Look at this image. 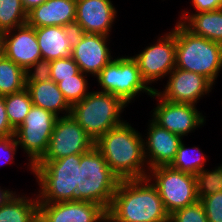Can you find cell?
<instances>
[{
  "instance_id": "ffe728a7",
  "label": "cell",
  "mask_w": 222,
  "mask_h": 222,
  "mask_svg": "<svg viewBox=\"0 0 222 222\" xmlns=\"http://www.w3.org/2000/svg\"><path fill=\"white\" fill-rule=\"evenodd\" d=\"M42 59L71 58L76 30L74 27L45 26L35 28Z\"/></svg>"
},
{
  "instance_id": "8992f818",
  "label": "cell",
  "mask_w": 222,
  "mask_h": 222,
  "mask_svg": "<svg viewBox=\"0 0 222 222\" xmlns=\"http://www.w3.org/2000/svg\"><path fill=\"white\" fill-rule=\"evenodd\" d=\"M79 166L80 154L36 163L32 174L40 187L39 203L75 201Z\"/></svg>"
},
{
  "instance_id": "1f68e13d",
  "label": "cell",
  "mask_w": 222,
  "mask_h": 222,
  "mask_svg": "<svg viewBox=\"0 0 222 222\" xmlns=\"http://www.w3.org/2000/svg\"><path fill=\"white\" fill-rule=\"evenodd\" d=\"M33 69V70H32ZM51 80V61L39 59L25 70V85Z\"/></svg>"
},
{
  "instance_id": "d6a6232c",
  "label": "cell",
  "mask_w": 222,
  "mask_h": 222,
  "mask_svg": "<svg viewBox=\"0 0 222 222\" xmlns=\"http://www.w3.org/2000/svg\"><path fill=\"white\" fill-rule=\"evenodd\" d=\"M204 207L208 222H222V191L199 200Z\"/></svg>"
},
{
  "instance_id": "ac0fdd59",
  "label": "cell",
  "mask_w": 222,
  "mask_h": 222,
  "mask_svg": "<svg viewBox=\"0 0 222 222\" xmlns=\"http://www.w3.org/2000/svg\"><path fill=\"white\" fill-rule=\"evenodd\" d=\"M2 34L5 57L24 70L42 59L34 27L26 23Z\"/></svg>"
},
{
  "instance_id": "44dd1931",
  "label": "cell",
  "mask_w": 222,
  "mask_h": 222,
  "mask_svg": "<svg viewBox=\"0 0 222 222\" xmlns=\"http://www.w3.org/2000/svg\"><path fill=\"white\" fill-rule=\"evenodd\" d=\"M26 89L30 93L33 105L50 111L58 118L70 115L71 106L53 80L30 83ZM60 112L63 115L59 116Z\"/></svg>"
},
{
  "instance_id": "cb8c5ba5",
  "label": "cell",
  "mask_w": 222,
  "mask_h": 222,
  "mask_svg": "<svg viewBox=\"0 0 222 222\" xmlns=\"http://www.w3.org/2000/svg\"><path fill=\"white\" fill-rule=\"evenodd\" d=\"M25 88V70L6 57L1 59L0 96L17 93Z\"/></svg>"
},
{
  "instance_id": "2e32d148",
  "label": "cell",
  "mask_w": 222,
  "mask_h": 222,
  "mask_svg": "<svg viewBox=\"0 0 222 222\" xmlns=\"http://www.w3.org/2000/svg\"><path fill=\"white\" fill-rule=\"evenodd\" d=\"M116 17L111 0H76L74 28L78 32L109 36Z\"/></svg>"
},
{
  "instance_id": "4fadbf2b",
  "label": "cell",
  "mask_w": 222,
  "mask_h": 222,
  "mask_svg": "<svg viewBox=\"0 0 222 222\" xmlns=\"http://www.w3.org/2000/svg\"><path fill=\"white\" fill-rule=\"evenodd\" d=\"M168 76L165 89H155V92L169 102L197 105L213 88L206 77L191 71L175 67Z\"/></svg>"
},
{
  "instance_id": "ba28073f",
  "label": "cell",
  "mask_w": 222,
  "mask_h": 222,
  "mask_svg": "<svg viewBox=\"0 0 222 222\" xmlns=\"http://www.w3.org/2000/svg\"><path fill=\"white\" fill-rule=\"evenodd\" d=\"M147 177L157 187L169 215L198 201L193 174L172 169L170 166H157L149 169Z\"/></svg>"
},
{
  "instance_id": "4dcf8cb0",
  "label": "cell",
  "mask_w": 222,
  "mask_h": 222,
  "mask_svg": "<svg viewBox=\"0 0 222 222\" xmlns=\"http://www.w3.org/2000/svg\"><path fill=\"white\" fill-rule=\"evenodd\" d=\"M80 72L79 66L71 58H59L51 61V80L56 84L63 79L73 78Z\"/></svg>"
},
{
  "instance_id": "30bf717a",
  "label": "cell",
  "mask_w": 222,
  "mask_h": 222,
  "mask_svg": "<svg viewBox=\"0 0 222 222\" xmlns=\"http://www.w3.org/2000/svg\"><path fill=\"white\" fill-rule=\"evenodd\" d=\"M94 146V141L71 115L56 119L48 150L40 161H53L73 154H83Z\"/></svg>"
},
{
  "instance_id": "9a60e30c",
  "label": "cell",
  "mask_w": 222,
  "mask_h": 222,
  "mask_svg": "<svg viewBox=\"0 0 222 222\" xmlns=\"http://www.w3.org/2000/svg\"><path fill=\"white\" fill-rule=\"evenodd\" d=\"M38 222H107V211L84 201L39 203Z\"/></svg>"
},
{
  "instance_id": "f546056e",
  "label": "cell",
  "mask_w": 222,
  "mask_h": 222,
  "mask_svg": "<svg viewBox=\"0 0 222 222\" xmlns=\"http://www.w3.org/2000/svg\"><path fill=\"white\" fill-rule=\"evenodd\" d=\"M169 222H208L203 204L196 203L178 209L169 215Z\"/></svg>"
},
{
  "instance_id": "7c38bea8",
  "label": "cell",
  "mask_w": 222,
  "mask_h": 222,
  "mask_svg": "<svg viewBox=\"0 0 222 222\" xmlns=\"http://www.w3.org/2000/svg\"><path fill=\"white\" fill-rule=\"evenodd\" d=\"M152 97L158 99V104L152 110L151 119L160 127L183 138L205 124V116L198 111L196 105L169 102L155 91Z\"/></svg>"
},
{
  "instance_id": "8d00e7d4",
  "label": "cell",
  "mask_w": 222,
  "mask_h": 222,
  "mask_svg": "<svg viewBox=\"0 0 222 222\" xmlns=\"http://www.w3.org/2000/svg\"><path fill=\"white\" fill-rule=\"evenodd\" d=\"M48 0H21L22 6L26 13L30 12L33 8L40 6Z\"/></svg>"
},
{
  "instance_id": "7a4b0ae2",
  "label": "cell",
  "mask_w": 222,
  "mask_h": 222,
  "mask_svg": "<svg viewBox=\"0 0 222 222\" xmlns=\"http://www.w3.org/2000/svg\"><path fill=\"white\" fill-rule=\"evenodd\" d=\"M138 132L125 120L122 125L109 130L94 143L109 168L120 180L148 176L143 136Z\"/></svg>"
},
{
  "instance_id": "6da1fadb",
  "label": "cell",
  "mask_w": 222,
  "mask_h": 222,
  "mask_svg": "<svg viewBox=\"0 0 222 222\" xmlns=\"http://www.w3.org/2000/svg\"><path fill=\"white\" fill-rule=\"evenodd\" d=\"M107 222H169L157 187L146 178L120 180Z\"/></svg>"
},
{
  "instance_id": "5b68a950",
  "label": "cell",
  "mask_w": 222,
  "mask_h": 222,
  "mask_svg": "<svg viewBox=\"0 0 222 222\" xmlns=\"http://www.w3.org/2000/svg\"><path fill=\"white\" fill-rule=\"evenodd\" d=\"M126 106L113 94L92 91L82 101L71 106L70 115L95 143L109 130L125 122L121 113Z\"/></svg>"
},
{
  "instance_id": "d590c367",
  "label": "cell",
  "mask_w": 222,
  "mask_h": 222,
  "mask_svg": "<svg viewBox=\"0 0 222 222\" xmlns=\"http://www.w3.org/2000/svg\"><path fill=\"white\" fill-rule=\"evenodd\" d=\"M195 13L214 11L222 8V0H191Z\"/></svg>"
},
{
  "instance_id": "4316f807",
  "label": "cell",
  "mask_w": 222,
  "mask_h": 222,
  "mask_svg": "<svg viewBox=\"0 0 222 222\" xmlns=\"http://www.w3.org/2000/svg\"><path fill=\"white\" fill-rule=\"evenodd\" d=\"M27 22V13L21 0H0V33L22 26Z\"/></svg>"
},
{
  "instance_id": "f1b7e54d",
  "label": "cell",
  "mask_w": 222,
  "mask_h": 222,
  "mask_svg": "<svg viewBox=\"0 0 222 222\" xmlns=\"http://www.w3.org/2000/svg\"><path fill=\"white\" fill-rule=\"evenodd\" d=\"M194 176L198 200L222 191V164L212 171L204 168Z\"/></svg>"
},
{
  "instance_id": "8fae6325",
  "label": "cell",
  "mask_w": 222,
  "mask_h": 222,
  "mask_svg": "<svg viewBox=\"0 0 222 222\" xmlns=\"http://www.w3.org/2000/svg\"><path fill=\"white\" fill-rule=\"evenodd\" d=\"M175 34L170 31L157 39L155 44L147 46L136 56L143 80L147 85L164 78L176 67Z\"/></svg>"
},
{
  "instance_id": "83f0119b",
  "label": "cell",
  "mask_w": 222,
  "mask_h": 222,
  "mask_svg": "<svg viewBox=\"0 0 222 222\" xmlns=\"http://www.w3.org/2000/svg\"><path fill=\"white\" fill-rule=\"evenodd\" d=\"M87 74L81 71L73 78L63 79L58 82V88L70 106L82 101L88 94Z\"/></svg>"
},
{
  "instance_id": "5bb4252c",
  "label": "cell",
  "mask_w": 222,
  "mask_h": 222,
  "mask_svg": "<svg viewBox=\"0 0 222 222\" xmlns=\"http://www.w3.org/2000/svg\"><path fill=\"white\" fill-rule=\"evenodd\" d=\"M108 38L101 34L76 31L72 58L82 73L95 77L113 59Z\"/></svg>"
},
{
  "instance_id": "277c9868",
  "label": "cell",
  "mask_w": 222,
  "mask_h": 222,
  "mask_svg": "<svg viewBox=\"0 0 222 222\" xmlns=\"http://www.w3.org/2000/svg\"><path fill=\"white\" fill-rule=\"evenodd\" d=\"M119 182L95 146L80 154L76 200L99 204L108 211Z\"/></svg>"
},
{
  "instance_id": "836d02e7",
  "label": "cell",
  "mask_w": 222,
  "mask_h": 222,
  "mask_svg": "<svg viewBox=\"0 0 222 222\" xmlns=\"http://www.w3.org/2000/svg\"><path fill=\"white\" fill-rule=\"evenodd\" d=\"M19 148L18 142L15 140V136H7V137H0V154H4V162L11 163L14 162L13 158L16 154V150ZM7 156V157H6ZM2 158V156H1ZM3 164V163H2Z\"/></svg>"
},
{
  "instance_id": "9c48e42d",
  "label": "cell",
  "mask_w": 222,
  "mask_h": 222,
  "mask_svg": "<svg viewBox=\"0 0 222 222\" xmlns=\"http://www.w3.org/2000/svg\"><path fill=\"white\" fill-rule=\"evenodd\" d=\"M58 117L38 106L32 105L23 123L15 129L14 136L18 145L29 157V169L38 163L48 150L54 124Z\"/></svg>"
},
{
  "instance_id": "f35d334b",
  "label": "cell",
  "mask_w": 222,
  "mask_h": 222,
  "mask_svg": "<svg viewBox=\"0 0 222 222\" xmlns=\"http://www.w3.org/2000/svg\"><path fill=\"white\" fill-rule=\"evenodd\" d=\"M5 57V44L3 34L0 33V60Z\"/></svg>"
},
{
  "instance_id": "d6986e66",
  "label": "cell",
  "mask_w": 222,
  "mask_h": 222,
  "mask_svg": "<svg viewBox=\"0 0 222 222\" xmlns=\"http://www.w3.org/2000/svg\"><path fill=\"white\" fill-rule=\"evenodd\" d=\"M76 0H48L27 13V24L34 28L45 26L74 27Z\"/></svg>"
},
{
  "instance_id": "484cf974",
  "label": "cell",
  "mask_w": 222,
  "mask_h": 222,
  "mask_svg": "<svg viewBox=\"0 0 222 222\" xmlns=\"http://www.w3.org/2000/svg\"><path fill=\"white\" fill-rule=\"evenodd\" d=\"M5 109L11 127L17 129L25 120L33 103L29 91L24 90L4 96Z\"/></svg>"
},
{
  "instance_id": "d4e9b609",
  "label": "cell",
  "mask_w": 222,
  "mask_h": 222,
  "mask_svg": "<svg viewBox=\"0 0 222 222\" xmlns=\"http://www.w3.org/2000/svg\"><path fill=\"white\" fill-rule=\"evenodd\" d=\"M206 159L198 147L187 148L184 141H181L175 159L169 166L172 169L196 175L204 169Z\"/></svg>"
},
{
  "instance_id": "603a6c76",
  "label": "cell",
  "mask_w": 222,
  "mask_h": 222,
  "mask_svg": "<svg viewBox=\"0 0 222 222\" xmlns=\"http://www.w3.org/2000/svg\"><path fill=\"white\" fill-rule=\"evenodd\" d=\"M39 201L16 194L6 204L0 206V222H38Z\"/></svg>"
},
{
  "instance_id": "e0dca14e",
  "label": "cell",
  "mask_w": 222,
  "mask_h": 222,
  "mask_svg": "<svg viewBox=\"0 0 222 222\" xmlns=\"http://www.w3.org/2000/svg\"><path fill=\"white\" fill-rule=\"evenodd\" d=\"M149 121L148 131L145 134L147 136L146 139H143L144 156L148 169L157 166H169L175 159L183 138L160 127L152 119Z\"/></svg>"
},
{
  "instance_id": "7402d4cb",
  "label": "cell",
  "mask_w": 222,
  "mask_h": 222,
  "mask_svg": "<svg viewBox=\"0 0 222 222\" xmlns=\"http://www.w3.org/2000/svg\"><path fill=\"white\" fill-rule=\"evenodd\" d=\"M178 20L192 34L222 44V8L214 11L183 12Z\"/></svg>"
},
{
  "instance_id": "74e56055",
  "label": "cell",
  "mask_w": 222,
  "mask_h": 222,
  "mask_svg": "<svg viewBox=\"0 0 222 222\" xmlns=\"http://www.w3.org/2000/svg\"><path fill=\"white\" fill-rule=\"evenodd\" d=\"M16 195L15 192L10 191V189H2L0 187V206L6 204L10 199Z\"/></svg>"
},
{
  "instance_id": "3957f363",
  "label": "cell",
  "mask_w": 222,
  "mask_h": 222,
  "mask_svg": "<svg viewBox=\"0 0 222 222\" xmlns=\"http://www.w3.org/2000/svg\"><path fill=\"white\" fill-rule=\"evenodd\" d=\"M175 34L176 68L206 77L213 85L222 69V44L189 32L177 21Z\"/></svg>"
},
{
  "instance_id": "e575fe53",
  "label": "cell",
  "mask_w": 222,
  "mask_h": 222,
  "mask_svg": "<svg viewBox=\"0 0 222 222\" xmlns=\"http://www.w3.org/2000/svg\"><path fill=\"white\" fill-rule=\"evenodd\" d=\"M14 132L6 113L4 96H0V137L14 135Z\"/></svg>"
},
{
  "instance_id": "52a82bcc",
  "label": "cell",
  "mask_w": 222,
  "mask_h": 222,
  "mask_svg": "<svg viewBox=\"0 0 222 222\" xmlns=\"http://www.w3.org/2000/svg\"><path fill=\"white\" fill-rule=\"evenodd\" d=\"M95 77L101 92L113 94L125 104L131 103L141 92L151 97L155 91L143 80L137 61L132 56L115 57Z\"/></svg>"
}]
</instances>
